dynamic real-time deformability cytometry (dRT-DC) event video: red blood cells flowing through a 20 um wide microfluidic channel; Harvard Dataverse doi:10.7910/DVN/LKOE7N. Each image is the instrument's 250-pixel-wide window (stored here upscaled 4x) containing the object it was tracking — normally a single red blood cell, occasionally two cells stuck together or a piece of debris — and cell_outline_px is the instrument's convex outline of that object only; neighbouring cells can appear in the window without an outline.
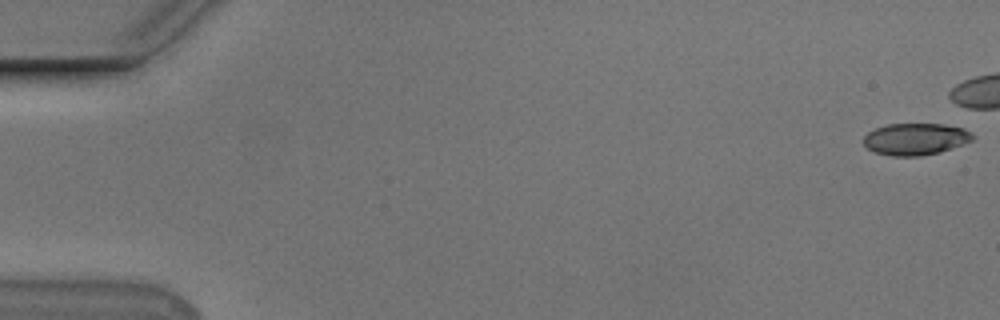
{"species": "Egyptian fruit bat (a non-hibernating species)", "species_latin": "Rousettus aegyptiacus", "temperature_condition": "cold", "stored_images_in_passage": 17, "camera_frame_rate_fps": 3000, "um_per_image_px": 0.085, "animal": {"sex": "male"}, "frame": {"image": 1, "passage_image": 1, "time_ms": 0.0, "image_size_px": [1000, 320], "cell_outline_px": [[972, 140], [936, 152], [920, 156], [892, 156], [876, 152], [868, 148], [864, 144], [864, 136], [868, 132], [876, 128], [888, 124], [944, 124], [964, 128], [972, 132]], "centroid_in_image_um": [77.78, 11.8], "position_along_channel_um": 7.2, "area_um2": 19.83}}